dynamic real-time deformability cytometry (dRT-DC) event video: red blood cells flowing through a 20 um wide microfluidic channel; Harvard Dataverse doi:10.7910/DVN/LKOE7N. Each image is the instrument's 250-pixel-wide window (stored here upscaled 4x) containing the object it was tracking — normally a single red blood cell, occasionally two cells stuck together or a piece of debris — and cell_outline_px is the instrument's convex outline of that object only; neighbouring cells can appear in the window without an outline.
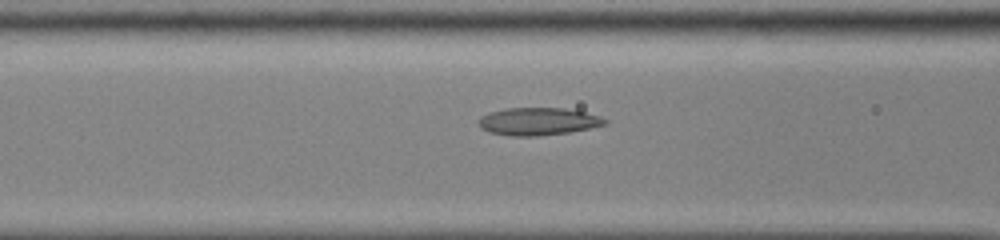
{"species": "common noctule bat (a hibernating species)", "species_latin": "Nyctalus noctula", "temperature_condition": "cold", "stored_images_in_passage": 38, "camera_frame_rate_fps": 3000, "um_per_image_px": 0.085, "animal": {"sex": "male", "body_mass_g": 13.0, "forearm_length_mm": 53.1}, "frame": {"image": 1, "passage_image": 8, "time_ms": 2.333, "image_size_px": [1000, 240], "cell_outline_px": [[608, 124], [592, 128], [568, 132], [536, 136], [512, 136], [488, 132], [480, 128], [480, 116], [488, 112], [504, 108], [564, 108], [584, 112], [600, 116], [608, 120]], "centroid_in_image_um": [45.75, 10.32], "position_along_channel_um": 120.9, "area_um2": 20.4}}
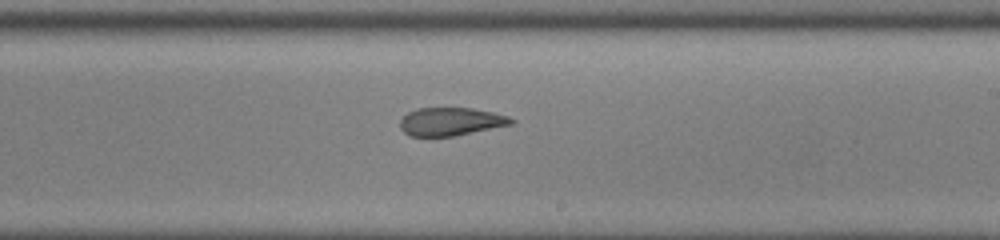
{"frame": {"image": 2, "passage_image": 18, "time_ms": 5.667, "image_size_px": [1000, 240], "cell_outline_px": [[516, 120], [512, 124], [456, 136], [408, 136], [400, 128], [400, 120], [408, 112], [416, 108], [472, 108], [492, 112], [508, 116]], "centroid_in_image_um": [38.31, 10.34], "position_along_channel_um": 250.7, "area_um2": 18.26}}
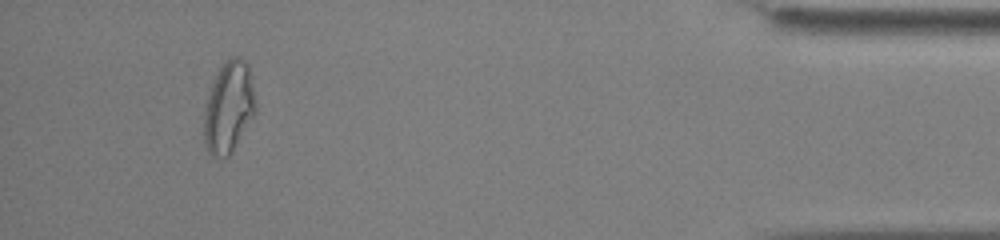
{"frame": {"image": 3, "passage_image": 35, "time_ms": 11.333, "image_size_px": [1000, 240], "cell_outline_px": [[256, 112], [228, 156], [212, 156], [208, 152], [204, 144], [204, 108], [212, 84], [220, 64], [224, 60], [232, 56], [240, 56], [248, 64], [256, 104]], "centroid_in_image_um": [19.43, 9.07], "position_along_channel_um": 415.8, "area_um2": 27.34}, "authors_computed_cell_mechanics": {"area_um2": 20.4901, "velocity_mm_per_s": 3.8977, "shape_relaxation_time_tau1_ms": null, "shape_relaxation_time_tau2_ms": 3.8547, "deformation_change_tau1": null, "deformation_change_tau2": 0.1167}}